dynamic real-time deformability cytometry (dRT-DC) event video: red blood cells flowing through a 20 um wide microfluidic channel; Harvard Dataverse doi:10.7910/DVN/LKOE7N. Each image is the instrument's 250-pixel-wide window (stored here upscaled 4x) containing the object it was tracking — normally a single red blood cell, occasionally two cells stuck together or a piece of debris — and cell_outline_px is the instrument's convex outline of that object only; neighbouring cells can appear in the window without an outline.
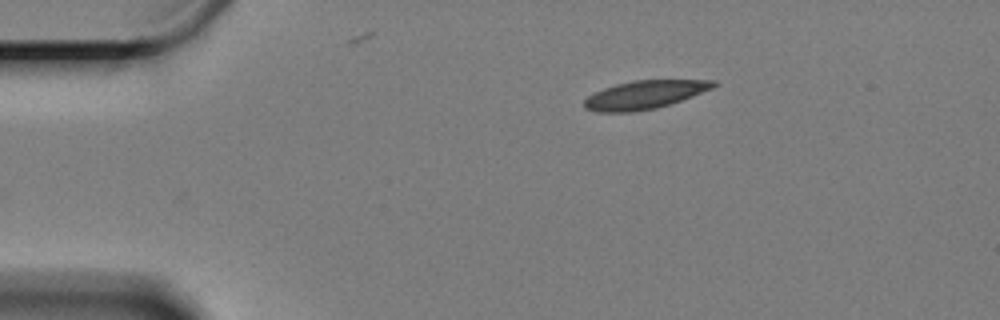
{"species": "Egyptian fruit bat (a non-hibernating species)", "species_latin": "Rousettus aegyptiacus", "temperature_condition": "cold", "stored_images_in_passage": 40, "camera_frame_rate_fps": 3000, "um_per_image_px": 0.085, "animal": {"sex": "female"}, "frame": {"image": 1, "passage_image": 1, "time_ms": 0.0, "image_size_px": [1000, 320], "cell_outline_px": [[720, 84], [712, 88], [692, 96], [656, 108], [632, 112], [600, 112], [584, 108], [584, 100], [588, 96], [604, 88], [616, 84], [632, 80], [716, 80]], "centroid_in_image_um": [54.8, 8.04], "position_along_channel_um": 30.2, "area_um2": 21.15}}
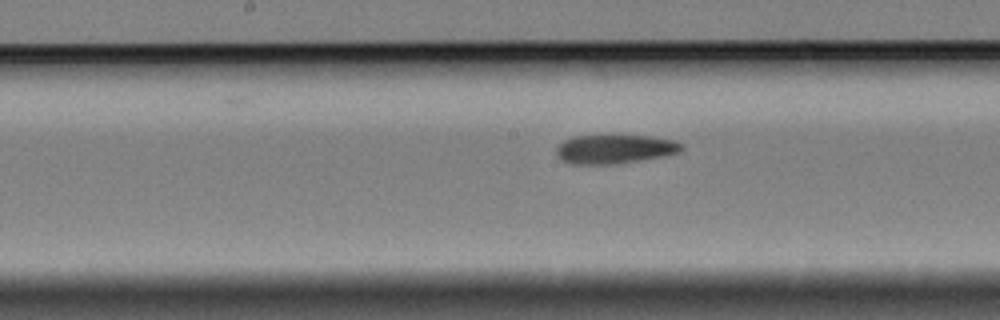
{"frame": {"image": 2, "passage_image": 21, "time_ms": 6.667, "image_size_px": [1000, 320], "cell_outline_px": [[684, 148], [680, 152], [664, 156], [640, 160], [612, 164], [572, 164], [560, 160], [556, 156], [556, 148], [564, 140], [572, 136], [608, 132], [612, 132], [652, 136], [676, 140], [684, 144]], "centroid_in_image_um": [52.25, 12.61], "position_along_channel_um": 195.9, "area_um2": 22.48}}
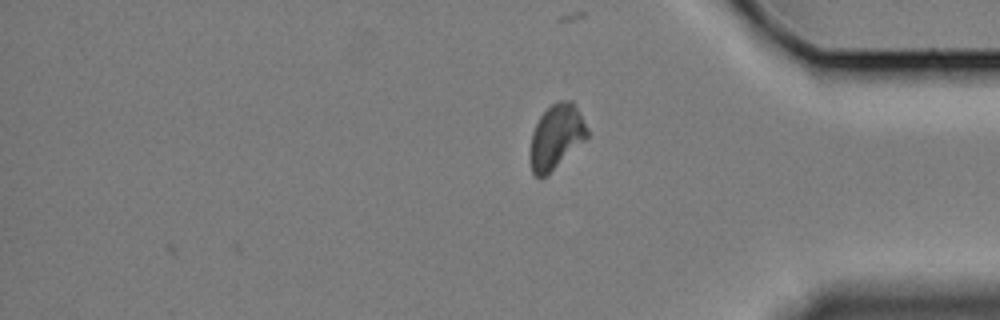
{"frame": {"image": 3, "passage_image": 40, "time_ms": 13.0, "image_size_px": [1000, 320], "cell_outline_px": [[588, 136], [584, 140], [540, 180], [532, 172], [532, 132], [540, 116], [556, 100], [572, 100], [588, 128]], "centroid_in_image_um": [47.29, 11.57], "position_along_channel_um": 387.9, "area_um2": 20.63}, "authors_computed_cell_mechanics": {"area_um2": 21.7328, "velocity_mm_per_s": 3.2721, "shape_relaxation_time_tau1_ms": 4.5945, "shape_relaxation_time_tau2_ms": 3.2095, "deformation_change_tau1": 0.1466, "deformation_change_tau2": 0.0918}}